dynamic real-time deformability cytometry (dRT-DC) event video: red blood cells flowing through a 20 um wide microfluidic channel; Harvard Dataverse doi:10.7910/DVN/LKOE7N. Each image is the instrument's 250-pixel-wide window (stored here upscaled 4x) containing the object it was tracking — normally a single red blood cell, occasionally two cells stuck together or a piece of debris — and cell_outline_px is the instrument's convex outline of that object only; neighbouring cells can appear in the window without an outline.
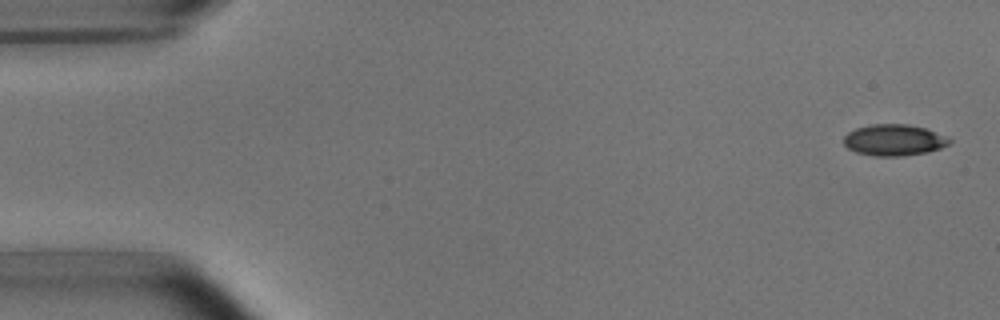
{"species": "common noctule bat (a hibernating species)", "species_latin": "Nyctalus noctula", "temperature_condition": "room temperature", "stored_images_in_passage": 3, "camera_frame_rate_fps": 3000, "um_per_image_px": 0.085, "animal": {"sex": "male", "body_mass_g": 15.6}, "frame": {"image": 1, "passage_image": 3, "time_ms": 2.333, "image_size_px": [1000, 320], "cell_outline_px": [[952, 140], [948, 144], [940, 148], [928, 152], [900, 156], [876, 156], [856, 152], [848, 148], [844, 144], [844, 136], [848, 132], [856, 128], [872, 124], [908, 124], [924, 128], [948, 136]], "centroid_in_image_um": [76.0, 11.9], "position_along_channel_um": 9.0, "area_um2": 19.25}}